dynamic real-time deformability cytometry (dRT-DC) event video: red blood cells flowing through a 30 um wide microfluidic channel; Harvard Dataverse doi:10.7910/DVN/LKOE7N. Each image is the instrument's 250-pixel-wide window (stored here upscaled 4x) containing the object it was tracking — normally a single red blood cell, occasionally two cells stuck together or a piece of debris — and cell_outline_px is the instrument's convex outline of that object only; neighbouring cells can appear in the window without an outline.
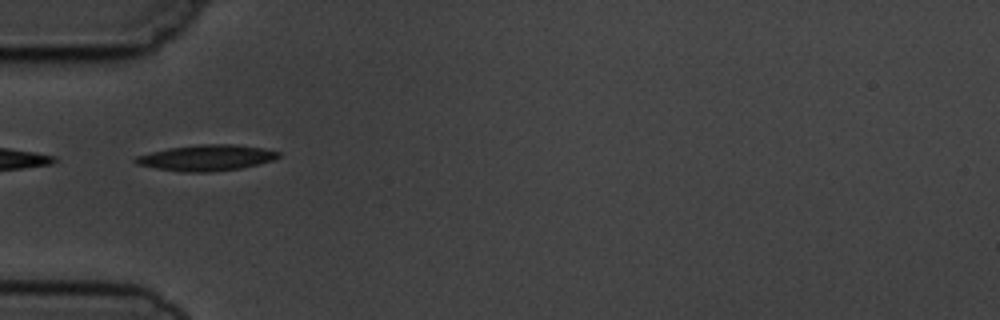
{"species": "common noctule bat (a hibernating species)", "species_latin": "Nyctalus noctula", "temperature_condition": "cold", "stored_images_in_passage": 7, "camera_frame_rate_fps": 3000, "um_per_image_px": 0.085, "animal": {"sex": "male", "body_mass_g": 19.5, "forearm_length_mm": 54.6}, "frame": {"image": 1, "passage_image": 1, "time_ms": 0.0, "image_size_px": [1000, 320], "cell_outline_px": [[280, 156], [272, 160], [240, 168], [208, 172], [180, 172], [156, 168], [136, 164], [132, 160], [136, 156], [168, 148], [200, 144], [236, 144], [264, 148], [280, 152]], "centroid_in_image_um": [17.53, 13.4], "position_along_channel_um": 67.5, "area_um2": 21.5}}
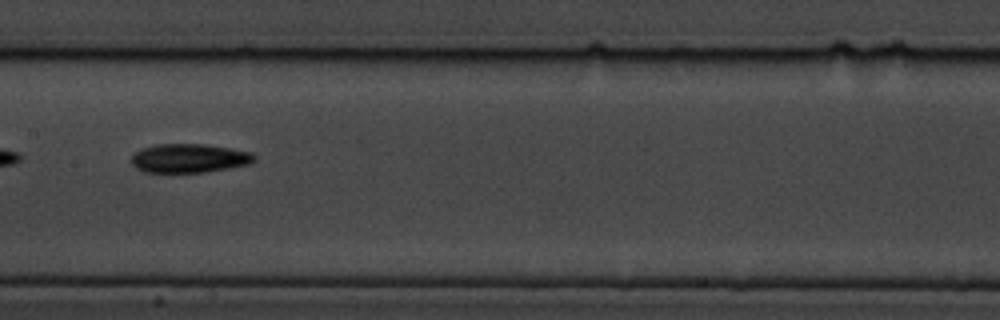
{"frame": {"image": 2, "passage_image": 4, "time_ms": 3.333, "image_size_px": [1000, 320], "cell_outline_px": [[256, 160], [248, 164], [228, 168], [204, 172], [144, 172], [136, 168], [132, 164], [132, 156], [140, 148], [156, 144], [204, 144], [252, 152], [256, 156]], "centroid_in_image_um": [16.07, 13.44], "position_along_channel_um": 191.3, "area_um2": 20.63}}
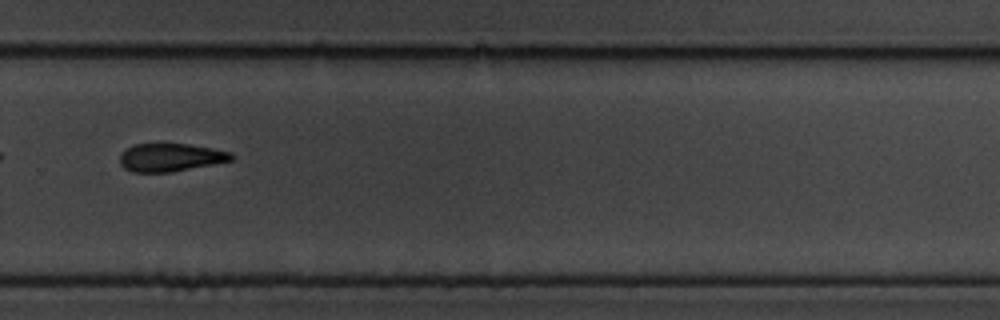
{"frame": {"image": 3, "passage_image": 7, "time_ms": 6.667, "image_size_px": [1000, 320], "cell_outline_px": [[236, 156], [232, 160], [172, 172], [132, 172], [124, 168], [120, 164], [120, 152], [136, 144], [188, 144], [212, 148], [232, 152]], "centroid_in_image_um": [14.5, 13.38], "position_along_channel_um": 315.3, "area_um2": 18.21}}